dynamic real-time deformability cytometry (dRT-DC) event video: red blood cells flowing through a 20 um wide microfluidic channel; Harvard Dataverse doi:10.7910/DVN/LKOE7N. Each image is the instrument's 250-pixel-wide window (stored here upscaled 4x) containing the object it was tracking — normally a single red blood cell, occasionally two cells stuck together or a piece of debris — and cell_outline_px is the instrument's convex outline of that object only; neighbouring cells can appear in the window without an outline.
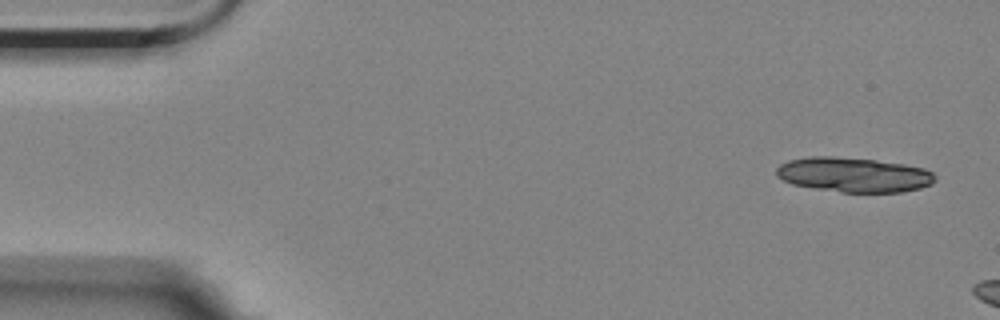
{"species": "Egyptian fruit bat (a non-hibernating species)", "species_latin": "Rousettus aegyptiacus", "temperature_condition": "room temperature", "stored_images_in_passage": 4, "camera_frame_rate_fps": 3000, "um_per_image_px": 0.085, "animal": {"sex": "female"}, "frame": {"image": 1, "passage_image": 1, "time_ms": 0.0, "image_size_px": [1000, 320], "cell_outline_px": [[936, 180], [932, 184], [920, 188], [904, 192], [840, 192], [792, 184], [776, 176], [776, 168], [780, 164], [788, 160], [808, 156], [832, 156], [876, 160], [904, 164], [924, 168], [932, 172], [936, 176]], "centroid_in_image_um": [72.58, 14.85], "position_along_channel_um": 12.4, "area_um2": 32.25}}